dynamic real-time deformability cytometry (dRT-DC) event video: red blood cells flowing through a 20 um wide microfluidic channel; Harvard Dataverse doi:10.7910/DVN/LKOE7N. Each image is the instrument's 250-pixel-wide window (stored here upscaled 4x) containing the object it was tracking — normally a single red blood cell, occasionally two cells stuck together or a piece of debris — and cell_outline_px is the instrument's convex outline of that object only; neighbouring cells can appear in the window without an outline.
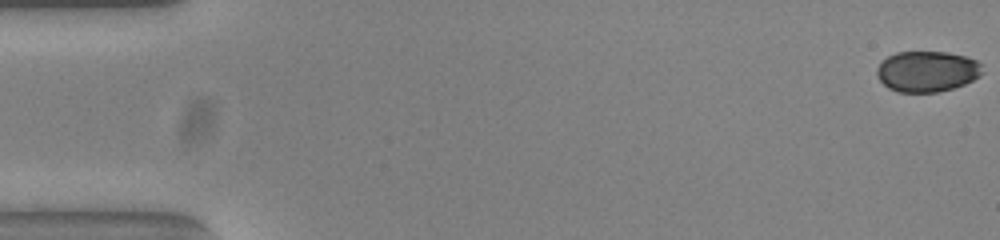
{"species": "common noctule bat (a hibernating species)", "species_latin": "Nyctalus noctula", "temperature_condition": "warm", "stored_images_in_passage": 54, "camera_frame_rate_fps": 3000, "um_per_image_px": 0.085, "animal": {"sex": "female", "body_mass_g": 23.0, "forearm_length_mm": 53.4}, "frame": {"image": 1, "passage_image": 1, "time_ms": 0.0, "image_size_px": [1000, 240], "cell_outline_px": [[984, 72], [980, 76], [964, 84], [952, 88], [936, 92], [900, 92], [888, 88], [876, 76], [876, 68], [888, 56], [896, 52], [948, 52], [964, 56], [976, 60], [980, 64]], "centroid_in_image_um": [78.8, 6.07], "position_along_channel_um": 6.2, "area_um2": 25.03}}
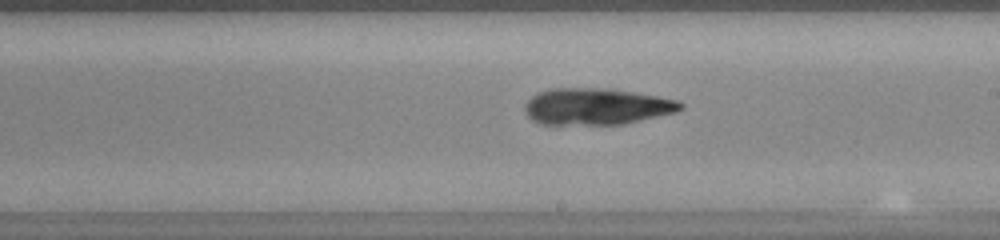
{"frame": {"image": 2, "passage_image": 31, "time_ms": 10.0, "image_size_px": [1000, 240], "cell_outline_px": [[684, 108], [676, 112], [624, 124], [540, 124], [532, 120], [528, 116], [524, 108], [524, 104], [536, 92], [552, 88], [608, 88], [656, 96], [676, 100], [684, 104]], "centroid_in_image_um": [50.68, 9.05], "position_along_channel_um": 238.3, "area_um2": 33.18}}
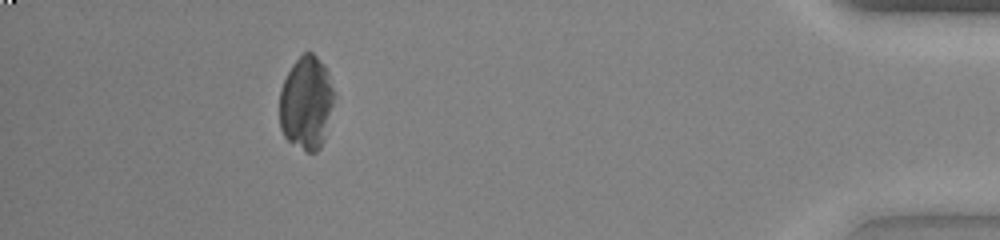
{"frame": {"image": 3, "passage_image": 49, "time_ms": 16.0, "image_size_px": [1000, 240], "cell_outline_px": [[332, 104], [324, 140], [320, 148], [316, 152], [308, 152], [288, 140], [284, 136], [280, 128], [280, 88], [292, 64], [304, 52], [312, 52], [324, 64], [328, 72], [332, 88]], "centroid_in_image_um": [26.01, 8.73], "position_along_channel_um": 409.2, "area_um2": 29.3}}